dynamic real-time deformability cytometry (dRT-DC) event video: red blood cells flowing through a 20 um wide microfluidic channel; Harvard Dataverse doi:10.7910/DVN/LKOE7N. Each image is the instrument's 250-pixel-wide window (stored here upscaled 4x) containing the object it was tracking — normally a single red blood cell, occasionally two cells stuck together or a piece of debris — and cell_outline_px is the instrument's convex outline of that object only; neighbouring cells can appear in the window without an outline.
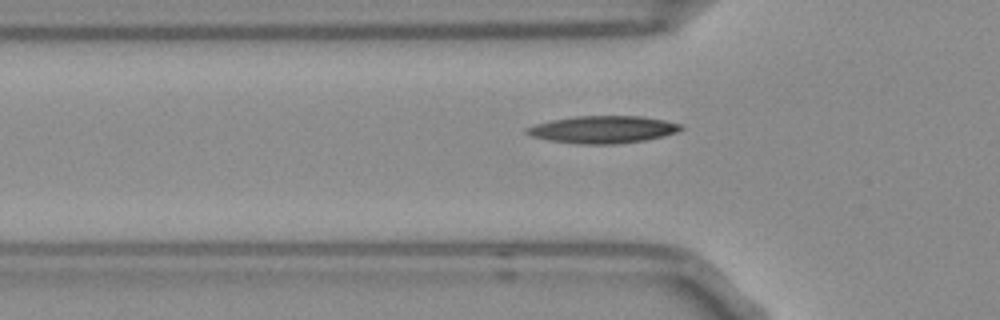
{"species": "Egyptian fruit bat (a non-hibernating species)", "species_latin": "Rousettus aegyptiacus", "temperature_condition": "room temperature", "stored_images_in_passage": 40, "camera_frame_rate_fps": 3000, "um_per_image_px": 0.085, "frame": {"image": 1, "passage_image": 8, "time_ms": 2.333, "image_size_px": [1000, 320], "cell_outline_px": [[684, 128], [676, 132], [664, 136], [644, 140], [616, 144], [580, 144], [548, 140], [532, 136], [524, 132], [524, 128], [536, 124], [552, 120], [576, 116], [640, 116], [664, 120], [680, 124]], "centroid_in_image_um": [51.23, 11.01], "position_along_channel_um": 74.6, "area_um2": 24.45}}
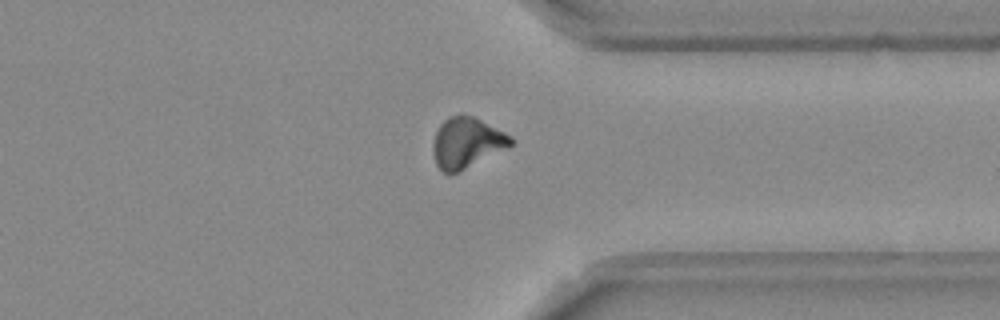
{"frame": {"image": 2, "passage_image": 32, "time_ms": 10.333, "image_size_px": [1000, 320], "cell_outline_px": [[516, 140], [508, 148], [456, 172], [444, 172], [436, 164], [432, 152], [432, 144], [436, 132], [440, 124], [448, 116], [460, 112], [472, 116], [512, 136]], "centroid_in_image_um": [39.66, 12.09], "position_along_channel_um": 371.7, "area_um2": 22.83}}
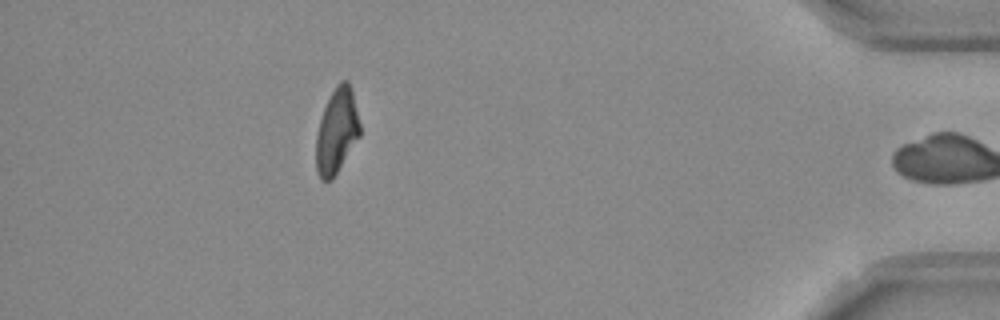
{"frame": {"image": 3, "passage_image": 39, "time_ms": 12.667, "image_size_px": [1000, 320], "cell_outline_px": [[360, 136], [332, 180], [320, 180], [316, 172], [316, 136], [320, 120], [324, 108], [336, 84], [340, 80], [348, 80], [352, 92], [360, 124]], "centroid_in_image_um": [28.61, 11.16], "position_along_channel_um": 406.6, "area_um2": 21.62}}